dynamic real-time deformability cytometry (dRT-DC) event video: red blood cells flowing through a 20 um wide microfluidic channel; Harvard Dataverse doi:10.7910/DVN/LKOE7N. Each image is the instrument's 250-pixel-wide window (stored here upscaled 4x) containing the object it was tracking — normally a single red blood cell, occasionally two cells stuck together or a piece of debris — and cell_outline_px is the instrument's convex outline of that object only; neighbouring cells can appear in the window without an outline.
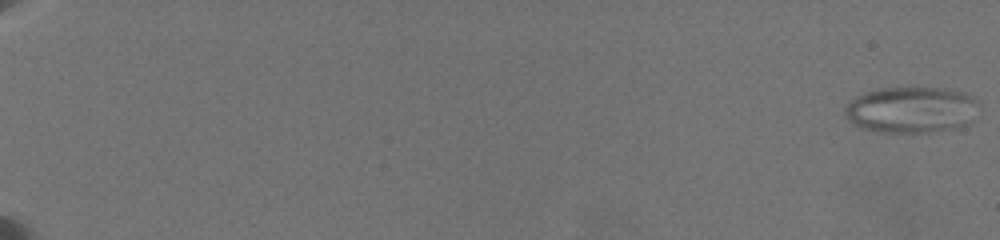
{"species": "common noctule bat (a hibernating species)", "species_latin": "Nyctalus noctula", "temperature_condition": "warm", "stored_images_in_passage": 35, "camera_frame_rate_fps": 3000, "um_per_image_px": 0.085, "animal": {"sex": "female", "body_mass_g": 19.5, "forearm_length_mm": 54.1}, "frame": {"image": 1, "passage_image": 1, "time_ms": 0.0, "image_size_px": [1000, 240], "cell_outline_px": [[980, 104], [976, 120], [968, 124], [952, 128], [928, 132], [884, 132], [864, 128], [852, 124], [848, 120], [844, 112], [844, 108], [856, 96], [880, 88], [944, 88], [964, 92], [980, 100]], "centroid_in_image_um": [77.54, 9.33], "position_along_channel_um": 7.5, "area_um2": 36.36}}
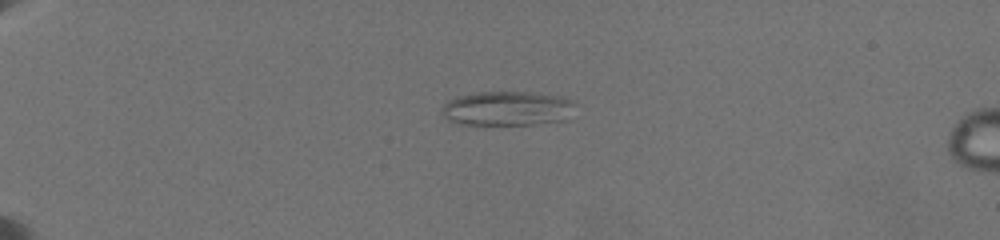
{"frame": {"image": 2, "passage_image": 30, "time_ms": 6.0, "image_size_px": [1000, 240], "cell_outline_px": [[576, 104], [564, 120], [532, 124], [460, 124], [448, 120], [440, 112], [440, 108], [448, 100], [456, 96], [480, 92], [528, 92], [560, 96], [572, 100]], "centroid_in_image_um": [43.06, 9.21], "position_along_channel_um": 41.9, "area_um2": 26.65}}